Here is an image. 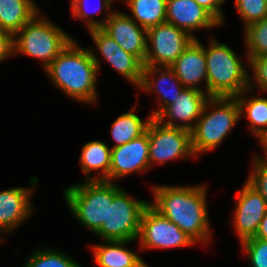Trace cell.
<instances>
[{
	"mask_svg": "<svg viewBox=\"0 0 267 267\" xmlns=\"http://www.w3.org/2000/svg\"><path fill=\"white\" fill-rule=\"evenodd\" d=\"M154 204H150L161 215L177 225L195 242L209 240L206 188L155 186Z\"/></svg>",
	"mask_w": 267,
	"mask_h": 267,
	"instance_id": "1",
	"label": "cell"
},
{
	"mask_svg": "<svg viewBox=\"0 0 267 267\" xmlns=\"http://www.w3.org/2000/svg\"><path fill=\"white\" fill-rule=\"evenodd\" d=\"M99 66L94 52L78 47L73 39L45 71L70 97L92 103L97 98L95 82Z\"/></svg>",
	"mask_w": 267,
	"mask_h": 267,
	"instance_id": "2",
	"label": "cell"
},
{
	"mask_svg": "<svg viewBox=\"0 0 267 267\" xmlns=\"http://www.w3.org/2000/svg\"><path fill=\"white\" fill-rule=\"evenodd\" d=\"M205 56L209 97H236L254 86L241 60L224 43L211 41Z\"/></svg>",
	"mask_w": 267,
	"mask_h": 267,
	"instance_id": "3",
	"label": "cell"
},
{
	"mask_svg": "<svg viewBox=\"0 0 267 267\" xmlns=\"http://www.w3.org/2000/svg\"><path fill=\"white\" fill-rule=\"evenodd\" d=\"M217 109L210 113L207 107ZM208 105V106H207ZM241 117V110L236 97H210L203 108L201 116L191 131L194 155L214 149L230 133V130Z\"/></svg>",
	"mask_w": 267,
	"mask_h": 267,
	"instance_id": "4",
	"label": "cell"
},
{
	"mask_svg": "<svg viewBox=\"0 0 267 267\" xmlns=\"http://www.w3.org/2000/svg\"><path fill=\"white\" fill-rule=\"evenodd\" d=\"M64 196L77 220L96 233L107 222L108 201H113V184L87 181L68 187Z\"/></svg>",
	"mask_w": 267,
	"mask_h": 267,
	"instance_id": "5",
	"label": "cell"
},
{
	"mask_svg": "<svg viewBox=\"0 0 267 267\" xmlns=\"http://www.w3.org/2000/svg\"><path fill=\"white\" fill-rule=\"evenodd\" d=\"M37 16L14 35V54L18 51L39 58L46 68L73 39L46 19L37 20Z\"/></svg>",
	"mask_w": 267,
	"mask_h": 267,
	"instance_id": "6",
	"label": "cell"
},
{
	"mask_svg": "<svg viewBox=\"0 0 267 267\" xmlns=\"http://www.w3.org/2000/svg\"><path fill=\"white\" fill-rule=\"evenodd\" d=\"M149 205L130 198L113 184V201H108L107 222L96 232L105 241H132L138 238L141 216Z\"/></svg>",
	"mask_w": 267,
	"mask_h": 267,
	"instance_id": "7",
	"label": "cell"
},
{
	"mask_svg": "<svg viewBox=\"0 0 267 267\" xmlns=\"http://www.w3.org/2000/svg\"><path fill=\"white\" fill-rule=\"evenodd\" d=\"M193 40L186 31L167 22L150 27L147 29L144 66L172 65Z\"/></svg>",
	"mask_w": 267,
	"mask_h": 267,
	"instance_id": "8",
	"label": "cell"
},
{
	"mask_svg": "<svg viewBox=\"0 0 267 267\" xmlns=\"http://www.w3.org/2000/svg\"><path fill=\"white\" fill-rule=\"evenodd\" d=\"M149 163H164L171 159L194 155L191 132L180 127H168L152 118L148 127Z\"/></svg>",
	"mask_w": 267,
	"mask_h": 267,
	"instance_id": "9",
	"label": "cell"
},
{
	"mask_svg": "<svg viewBox=\"0 0 267 267\" xmlns=\"http://www.w3.org/2000/svg\"><path fill=\"white\" fill-rule=\"evenodd\" d=\"M88 30L102 28L127 53L137 57L143 64L147 52V29L138 26L125 13L107 14L105 21H87Z\"/></svg>",
	"mask_w": 267,
	"mask_h": 267,
	"instance_id": "10",
	"label": "cell"
},
{
	"mask_svg": "<svg viewBox=\"0 0 267 267\" xmlns=\"http://www.w3.org/2000/svg\"><path fill=\"white\" fill-rule=\"evenodd\" d=\"M144 248H170L196 243L177 225L161 215L150 204L141 216L139 236Z\"/></svg>",
	"mask_w": 267,
	"mask_h": 267,
	"instance_id": "11",
	"label": "cell"
},
{
	"mask_svg": "<svg viewBox=\"0 0 267 267\" xmlns=\"http://www.w3.org/2000/svg\"><path fill=\"white\" fill-rule=\"evenodd\" d=\"M234 223L240 242L254 237L263 219L267 204L262 195L248 182L237 194Z\"/></svg>",
	"mask_w": 267,
	"mask_h": 267,
	"instance_id": "12",
	"label": "cell"
},
{
	"mask_svg": "<svg viewBox=\"0 0 267 267\" xmlns=\"http://www.w3.org/2000/svg\"><path fill=\"white\" fill-rule=\"evenodd\" d=\"M149 163L148 131L118 147L111 148L109 182L135 171H144Z\"/></svg>",
	"mask_w": 267,
	"mask_h": 267,
	"instance_id": "13",
	"label": "cell"
},
{
	"mask_svg": "<svg viewBox=\"0 0 267 267\" xmlns=\"http://www.w3.org/2000/svg\"><path fill=\"white\" fill-rule=\"evenodd\" d=\"M102 56L126 79L140 86L144 64L124 51L102 28L89 30Z\"/></svg>",
	"mask_w": 267,
	"mask_h": 267,
	"instance_id": "14",
	"label": "cell"
},
{
	"mask_svg": "<svg viewBox=\"0 0 267 267\" xmlns=\"http://www.w3.org/2000/svg\"><path fill=\"white\" fill-rule=\"evenodd\" d=\"M207 98H210L209 95H205L203 91L185 88L179 97L168 105L156 119L165 126L180 127L191 132L194 129L192 123L201 116ZM164 116L169 119L166 123H163ZM177 119L185 122V124H175L173 121Z\"/></svg>",
	"mask_w": 267,
	"mask_h": 267,
	"instance_id": "15",
	"label": "cell"
},
{
	"mask_svg": "<svg viewBox=\"0 0 267 267\" xmlns=\"http://www.w3.org/2000/svg\"><path fill=\"white\" fill-rule=\"evenodd\" d=\"M166 22L186 31L194 39L192 30L221 24L195 0H167Z\"/></svg>",
	"mask_w": 267,
	"mask_h": 267,
	"instance_id": "16",
	"label": "cell"
},
{
	"mask_svg": "<svg viewBox=\"0 0 267 267\" xmlns=\"http://www.w3.org/2000/svg\"><path fill=\"white\" fill-rule=\"evenodd\" d=\"M185 88L203 91L195 85L204 78L207 88L205 48L194 39L176 61L169 66ZM195 86V87H194Z\"/></svg>",
	"mask_w": 267,
	"mask_h": 267,
	"instance_id": "17",
	"label": "cell"
},
{
	"mask_svg": "<svg viewBox=\"0 0 267 267\" xmlns=\"http://www.w3.org/2000/svg\"><path fill=\"white\" fill-rule=\"evenodd\" d=\"M31 191L16 187L0 192V231L14 229L31 214Z\"/></svg>",
	"mask_w": 267,
	"mask_h": 267,
	"instance_id": "18",
	"label": "cell"
},
{
	"mask_svg": "<svg viewBox=\"0 0 267 267\" xmlns=\"http://www.w3.org/2000/svg\"><path fill=\"white\" fill-rule=\"evenodd\" d=\"M166 70V73H164L162 70H159V78L158 81L153 77L158 71V67L155 68V66H144L143 67V74H142V80L140 84V88L150 92L153 89L156 88L157 93L160 94L163 103L160 104V109L157 111H154L152 113V117L156 118L168 105L173 103L177 97L181 94V92L185 89V87L182 85V83L179 81V79L176 77V74L174 71L169 67H164ZM153 78H152V77ZM171 77V78H170ZM172 82L173 85L166 86L167 89L163 88L166 84H170L169 82ZM162 84V85H161ZM164 84V85H163ZM180 84V86H179ZM175 85V86H174ZM155 86V87H154ZM163 86V87H161ZM172 89H171V88ZM168 88L170 90H168Z\"/></svg>",
	"mask_w": 267,
	"mask_h": 267,
	"instance_id": "19",
	"label": "cell"
},
{
	"mask_svg": "<svg viewBox=\"0 0 267 267\" xmlns=\"http://www.w3.org/2000/svg\"><path fill=\"white\" fill-rule=\"evenodd\" d=\"M37 12L31 0H0V29L15 35Z\"/></svg>",
	"mask_w": 267,
	"mask_h": 267,
	"instance_id": "20",
	"label": "cell"
},
{
	"mask_svg": "<svg viewBox=\"0 0 267 267\" xmlns=\"http://www.w3.org/2000/svg\"><path fill=\"white\" fill-rule=\"evenodd\" d=\"M80 165L85 174L102 169L99 178L87 177L90 181H108L111 166V149L101 141H92L84 145Z\"/></svg>",
	"mask_w": 267,
	"mask_h": 267,
	"instance_id": "21",
	"label": "cell"
},
{
	"mask_svg": "<svg viewBox=\"0 0 267 267\" xmlns=\"http://www.w3.org/2000/svg\"><path fill=\"white\" fill-rule=\"evenodd\" d=\"M130 241H106V245L94 246L96 264L99 267H133L141 259L123 246Z\"/></svg>",
	"mask_w": 267,
	"mask_h": 267,
	"instance_id": "22",
	"label": "cell"
},
{
	"mask_svg": "<svg viewBox=\"0 0 267 267\" xmlns=\"http://www.w3.org/2000/svg\"><path fill=\"white\" fill-rule=\"evenodd\" d=\"M141 27L149 29L166 22L167 0H127Z\"/></svg>",
	"mask_w": 267,
	"mask_h": 267,
	"instance_id": "23",
	"label": "cell"
},
{
	"mask_svg": "<svg viewBox=\"0 0 267 267\" xmlns=\"http://www.w3.org/2000/svg\"><path fill=\"white\" fill-rule=\"evenodd\" d=\"M152 118L149 116L146 121H141L136 114L132 113V110L119 116L111 128V135L116 141L113 147L121 146L144 134Z\"/></svg>",
	"mask_w": 267,
	"mask_h": 267,
	"instance_id": "24",
	"label": "cell"
},
{
	"mask_svg": "<svg viewBox=\"0 0 267 267\" xmlns=\"http://www.w3.org/2000/svg\"><path fill=\"white\" fill-rule=\"evenodd\" d=\"M243 94L244 92L236 96L241 110V117L245 109V116H247L251 122L252 132L259 137L262 143L267 138V99L256 97L245 100V98L242 97Z\"/></svg>",
	"mask_w": 267,
	"mask_h": 267,
	"instance_id": "25",
	"label": "cell"
},
{
	"mask_svg": "<svg viewBox=\"0 0 267 267\" xmlns=\"http://www.w3.org/2000/svg\"><path fill=\"white\" fill-rule=\"evenodd\" d=\"M245 42L249 49L248 60L255 57H267V18L246 26Z\"/></svg>",
	"mask_w": 267,
	"mask_h": 267,
	"instance_id": "26",
	"label": "cell"
},
{
	"mask_svg": "<svg viewBox=\"0 0 267 267\" xmlns=\"http://www.w3.org/2000/svg\"><path fill=\"white\" fill-rule=\"evenodd\" d=\"M37 250L24 267H81L70 257L57 251Z\"/></svg>",
	"mask_w": 267,
	"mask_h": 267,
	"instance_id": "27",
	"label": "cell"
},
{
	"mask_svg": "<svg viewBox=\"0 0 267 267\" xmlns=\"http://www.w3.org/2000/svg\"><path fill=\"white\" fill-rule=\"evenodd\" d=\"M235 5L246 26L267 18V0H236Z\"/></svg>",
	"mask_w": 267,
	"mask_h": 267,
	"instance_id": "28",
	"label": "cell"
},
{
	"mask_svg": "<svg viewBox=\"0 0 267 267\" xmlns=\"http://www.w3.org/2000/svg\"><path fill=\"white\" fill-rule=\"evenodd\" d=\"M241 244L253 267H267V240L251 237Z\"/></svg>",
	"mask_w": 267,
	"mask_h": 267,
	"instance_id": "29",
	"label": "cell"
},
{
	"mask_svg": "<svg viewBox=\"0 0 267 267\" xmlns=\"http://www.w3.org/2000/svg\"><path fill=\"white\" fill-rule=\"evenodd\" d=\"M251 173L247 182L262 195L267 204V159L255 157Z\"/></svg>",
	"mask_w": 267,
	"mask_h": 267,
	"instance_id": "30",
	"label": "cell"
},
{
	"mask_svg": "<svg viewBox=\"0 0 267 267\" xmlns=\"http://www.w3.org/2000/svg\"><path fill=\"white\" fill-rule=\"evenodd\" d=\"M248 62L254 69L257 85L264 91L267 90V57L250 58Z\"/></svg>",
	"mask_w": 267,
	"mask_h": 267,
	"instance_id": "31",
	"label": "cell"
},
{
	"mask_svg": "<svg viewBox=\"0 0 267 267\" xmlns=\"http://www.w3.org/2000/svg\"><path fill=\"white\" fill-rule=\"evenodd\" d=\"M112 1L113 0H103V5L99 4L100 6L97 9L104 8V11H106V10L109 11L110 6L112 5ZM86 7H87V0H72V2H71V8L73 11V16L80 17L81 19L90 17L89 13H88L89 11H87L88 8H86ZM96 10H94L95 13L98 11V10L97 11Z\"/></svg>",
	"mask_w": 267,
	"mask_h": 267,
	"instance_id": "32",
	"label": "cell"
},
{
	"mask_svg": "<svg viewBox=\"0 0 267 267\" xmlns=\"http://www.w3.org/2000/svg\"><path fill=\"white\" fill-rule=\"evenodd\" d=\"M14 54V35L0 29V61Z\"/></svg>",
	"mask_w": 267,
	"mask_h": 267,
	"instance_id": "33",
	"label": "cell"
},
{
	"mask_svg": "<svg viewBox=\"0 0 267 267\" xmlns=\"http://www.w3.org/2000/svg\"><path fill=\"white\" fill-rule=\"evenodd\" d=\"M200 6L209 11L221 24L223 22V15L220 5L225 0H195Z\"/></svg>",
	"mask_w": 267,
	"mask_h": 267,
	"instance_id": "34",
	"label": "cell"
},
{
	"mask_svg": "<svg viewBox=\"0 0 267 267\" xmlns=\"http://www.w3.org/2000/svg\"><path fill=\"white\" fill-rule=\"evenodd\" d=\"M254 237L259 238V239H263V240H267V210H266V213H265L263 219L261 220V222L259 224V228H258L257 233Z\"/></svg>",
	"mask_w": 267,
	"mask_h": 267,
	"instance_id": "35",
	"label": "cell"
},
{
	"mask_svg": "<svg viewBox=\"0 0 267 267\" xmlns=\"http://www.w3.org/2000/svg\"><path fill=\"white\" fill-rule=\"evenodd\" d=\"M133 267H148L147 264L141 259L136 265Z\"/></svg>",
	"mask_w": 267,
	"mask_h": 267,
	"instance_id": "36",
	"label": "cell"
},
{
	"mask_svg": "<svg viewBox=\"0 0 267 267\" xmlns=\"http://www.w3.org/2000/svg\"><path fill=\"white\" fill-rule=\"evenodd\" d=\"M262 146H264L263 148L265 149L264 152L267 153V138L262 142Z\"/></svg>",
	"mask_w": 267,
	"mask_h": 267,
	"instance_id": "37",
	"label": "cell"
}]
</instances>
